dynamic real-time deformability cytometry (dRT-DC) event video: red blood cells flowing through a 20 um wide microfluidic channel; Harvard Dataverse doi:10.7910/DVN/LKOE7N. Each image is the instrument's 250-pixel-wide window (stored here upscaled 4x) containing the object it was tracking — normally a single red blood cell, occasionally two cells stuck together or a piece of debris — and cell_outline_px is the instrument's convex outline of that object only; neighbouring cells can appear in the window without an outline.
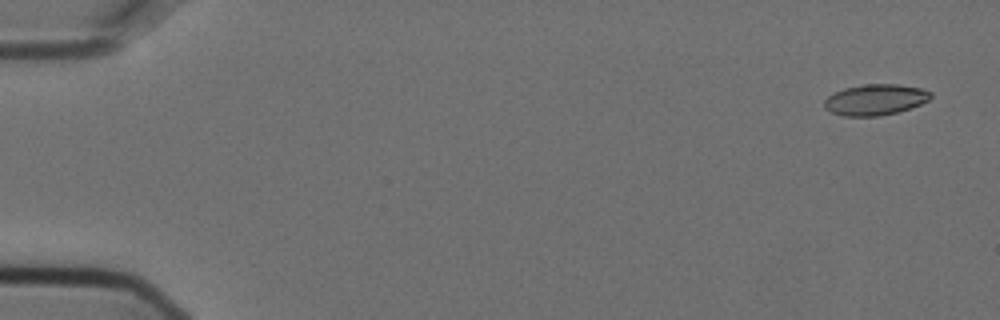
{"species": "Egyptian fruit bat (a non-hibernating species)", "species_latin": "Rousettus aegyptiacus", "temperature_condition": "cold", "stored_images_in_passage": 6, "camera_frame_rate_fps": 3000, "um_per_image_px": 0.085, "animal": {"sex": "female"}, "frame": {"image": 1, "passage_image": 1, "time_ms": 0.0, "image_size_px": [1000, 320], "cell_outline_px": [[932, 96], [928, 100], [920, 104], [896, 112], [880, 116], [844, 116], [832, 112], [824, 108], [824, 100], [828, 96], [844, 88], [864, 84], [900, 84], [920, 88], [932, 92]], "centroid_in_image_um": [74.39, 8.46], "position_along_channel_um": 10.6, "area_um2": 19.07}}
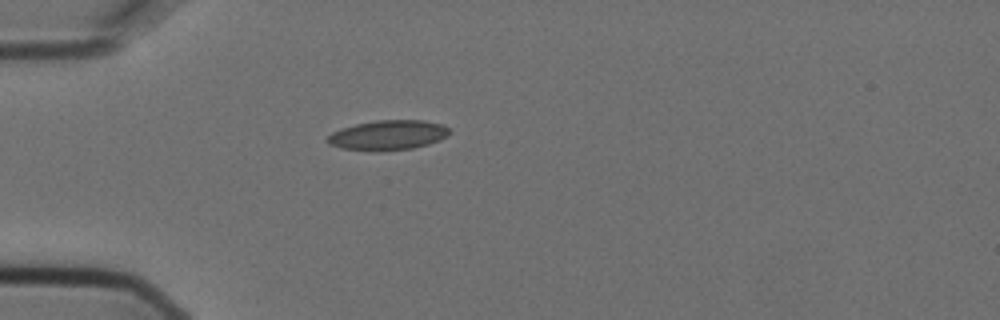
{"frame": {"image": 2, "passage_image": 5, "time_ms": 1.333, "image_size_px": [1000, 320], "cell_outline_px": [[452, 132], [448, 136], [440, 140], [428, 144], [412, 148], [376, 152], [344, 148], [328, 144], [324, 140], [332, 132], [356, 124], [376, 120], [424, 120], [440, 124], [448, 128]], "centroid_in_image_um": [32.99, 11.49], "position_along_channel_um": 52.0, "area_um2": 21.27}}